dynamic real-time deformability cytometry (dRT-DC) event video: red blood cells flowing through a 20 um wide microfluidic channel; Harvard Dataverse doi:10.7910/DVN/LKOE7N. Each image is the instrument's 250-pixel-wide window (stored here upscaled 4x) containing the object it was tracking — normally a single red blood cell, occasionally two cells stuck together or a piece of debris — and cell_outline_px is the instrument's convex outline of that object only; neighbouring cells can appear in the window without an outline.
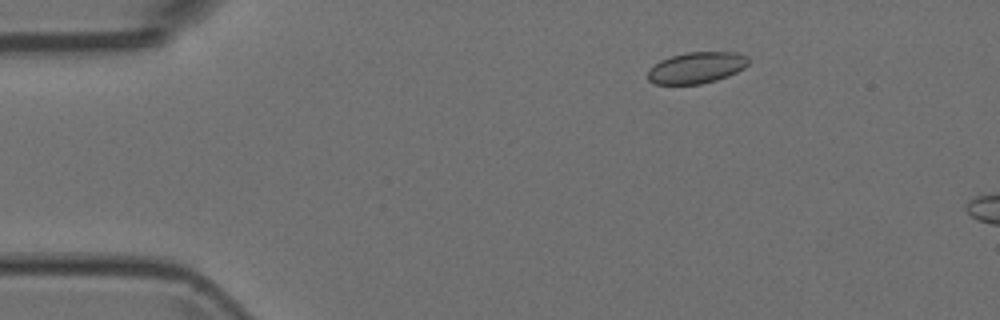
{"species": "Egyptian fruit bat (a non-hibernating species)", "species_latin": "Rousettus aegyptiacus", "temperature_condition": "room temperature", "stored_images_in_passage": 5, "camera_frame_rate_fps": 3000, "um_per_image_px": 0.085, "animal": {"sex": "female"}, "frame": {"image": 1, "passage_image": 3, "time_ms": 0.667, "image_size_px": [1000, 320], "cell_outline_px": [[748, 64], [744, 68], [728, 76], [716, 80], [700, 84], [656, 84], [648, 80], [648, 68], [660, 60], [672, 56], [688, 52], [736, 52], [748, 56]], "centroid_in_image_um": [59.2, 5.75], "position_along_channel_um": 25.8, "area_um2": 18.38}}